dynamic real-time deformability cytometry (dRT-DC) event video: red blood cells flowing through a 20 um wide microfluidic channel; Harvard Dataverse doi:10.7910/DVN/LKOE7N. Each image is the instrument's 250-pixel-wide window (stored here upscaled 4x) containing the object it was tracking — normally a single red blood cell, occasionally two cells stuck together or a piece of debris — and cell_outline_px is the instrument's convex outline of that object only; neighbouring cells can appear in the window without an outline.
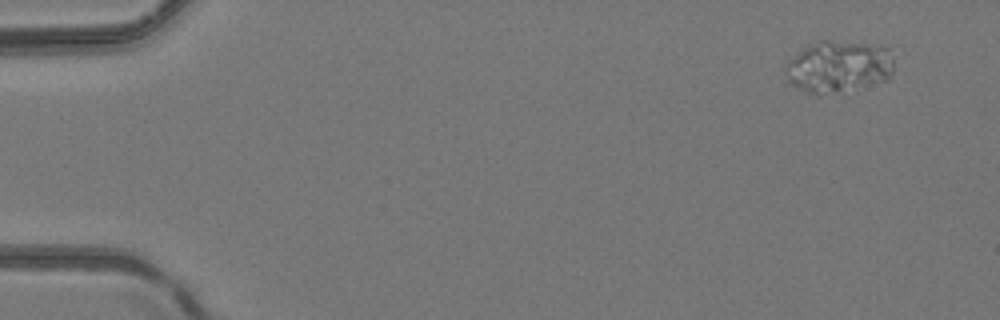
{"species": "common noctule bat (a hibernating species)", "species_latin": "Nyctalus noctula", "temperature_condition": "room temperature", "stored_images_in_passage": 13, "camera_frame_rate_fps": 3000, "um_per_image_px": 0.085, "animal": {"sex": "female", "body_mass_g": 24.6, "forearm_length_mm": 56.2}, "frame": {"image": 1, "passage_image": 1, "time_ms": 0.0, "image_size_px": [1000, 320], "cell_outline_px": [[892, 72], [888, 80], [820, 96], [816, 96], [792, 84], [788, 80], [784, 68], [788, 60], [808, 44], [824, 40], [828, 40], [868, 44], [888, 48], [892, 56]], "centroid_in_image_um": [71.25, 5.66], "position_along_channel_um": 13.8, "area_um2": 32.66}}